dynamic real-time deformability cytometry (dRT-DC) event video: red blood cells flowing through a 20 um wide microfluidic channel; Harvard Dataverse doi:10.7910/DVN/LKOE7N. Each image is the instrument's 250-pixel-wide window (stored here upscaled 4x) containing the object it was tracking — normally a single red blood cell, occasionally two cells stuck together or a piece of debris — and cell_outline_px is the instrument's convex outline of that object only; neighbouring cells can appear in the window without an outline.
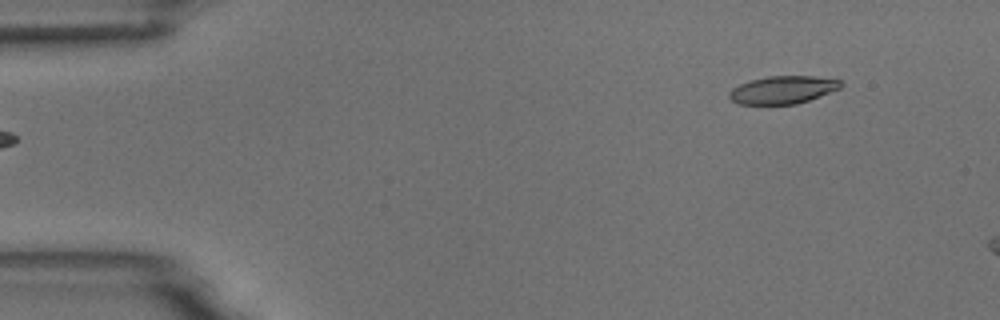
{"species": "common noctule bat (a hibernating species)", "species_latin": "Nyctalus noctula", "temperature_condition": "room temperature", "stored_images_in_passage": 3, "camera_frame_rate_fps": 3000, "um_per_image_px": 0.085, "animal": {"sex": "male", "body_mass_g": 18.8}, "frame": {"image": 1, "passage_image": 1, "time_ms": 0.0, "image_size_px": [1000, 320], "cell_outline_px": [[844, 84], [840, 88], [808, 100], [796, 104], [740, 104], [732, 100], [728, 96], [728, 92], [732, 88], [740, 84], [752, 80], [768, 76], [812, 76], [840, 80]], "centroid_in_image_um": [66.52, 7.63], "position_along_channel_um": 18.5, "area_um2": 17.86}}